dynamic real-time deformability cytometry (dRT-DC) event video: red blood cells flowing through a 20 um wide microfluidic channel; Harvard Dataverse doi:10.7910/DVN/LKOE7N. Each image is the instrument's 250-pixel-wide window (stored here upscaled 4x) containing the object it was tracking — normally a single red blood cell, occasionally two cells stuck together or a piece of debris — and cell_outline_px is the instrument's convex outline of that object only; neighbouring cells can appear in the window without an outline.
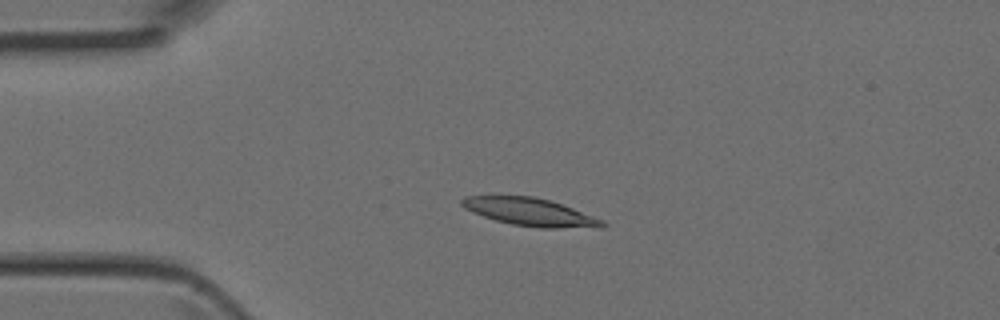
{"species": "Egyptian fruit bat (a non-hibernating species)", "species_latin": "Rousettus aegyptiacus", "temperature_condition": "room temperature", "stored_images_in_passage": 4, "camera_frame_rate_fps": 3000, "um_per_image_px": 0.085, "animal": {"sex": "female"}, "frame": {"image": 1, "passage_image": 4, "time_ms": 1.0, "image_size_px": [1000, 320], "cell_outline_px": [[608, 224], [604, 228], [540, 228], [512, 224], [496, 220], [472, 212], [464, 208], [460, 204], [460, 200], [464, 196], [532, 196], [548, 200], [572, 208], [604, 220]], "centroid_in_image_um": [45.09, 18.03], "position_along_channel_um": 39.9, "area_um2": 22.72}}